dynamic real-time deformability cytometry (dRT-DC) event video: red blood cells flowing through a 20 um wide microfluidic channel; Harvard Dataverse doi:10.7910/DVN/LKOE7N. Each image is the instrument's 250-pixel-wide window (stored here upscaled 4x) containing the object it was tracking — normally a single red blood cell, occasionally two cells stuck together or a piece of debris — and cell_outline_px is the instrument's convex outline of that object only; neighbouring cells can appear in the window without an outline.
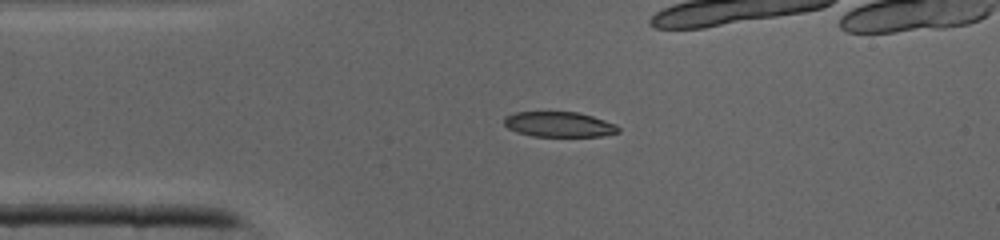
{"species": "common noctule bat (a hibernating species)", "species_latin": "Nyctalus noctula", "temperature_condition": "cold", "stored_images_in_passage": 34, "camera_frame_rate_fps": 3000, "um_per_image_px": 0.085, "animal": {"sex": "male", "body_mass_g": 19.0, "forearm_length_mm": 50.8}, "frame": {"image": 1, "passage_image": 1, "time_ms": 0.0, "image_size_px": [1000, 240], "cell_outline_px": [[620, 132], [600, 136], [532, 136], [516, 132], [508, 128], [504, 124], [504, 116], [516, 112], [580, 112], [616, 124], [620, 128]], "centroid_in_image_um": [47.51, 10.57], "position_along_channel_um": 37.5, "area_um2": 16.82}}
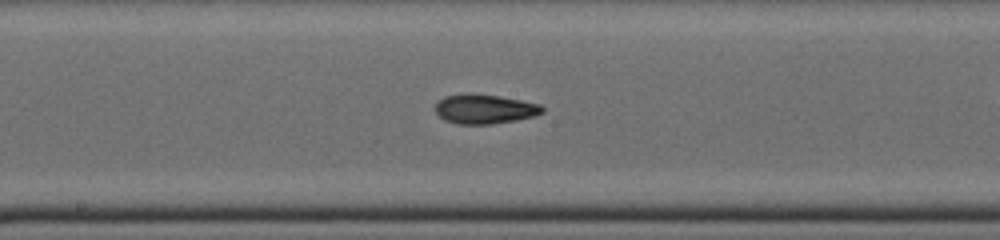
{"frame": {"image": 2, "passage_image": 13, "time_ms": 4.0, "image_size_px": [1000, 240], "cell_outline_px": [[544, 112], [532, 116], [516, 120], [492, 124], [460, 124], [444, 120], [436, 112], [436, 100], [444, 96], [472, 92], [500, 96], [540, 104], [544, 108]], "centroid_in_image_um": [41.16, 9.25], "position_along_channel_um": 207.0, "area_um2": 18.5}}
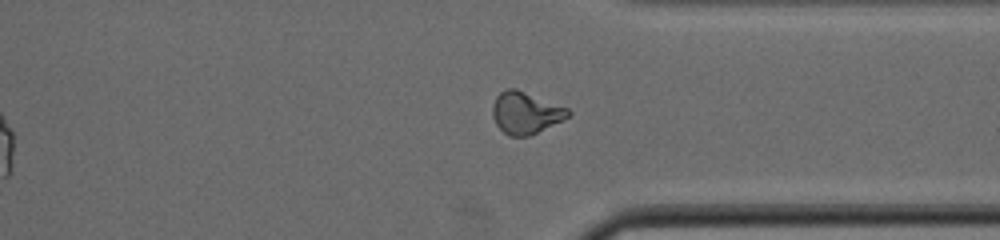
{"frame": {"image": 3, "passage_image": 23, "time_ms": 7.333, "image_size_px": [1000, 240], "cell_outline_px": [[572, 112], [564, 120], [528, 136], [508, 136], [496, 124], [492, 116], [492, 104], [496, 96], [504, 88], [516, 88], [568, 108]], "centroid_in_image_um": [44.66, 9.57], "position_along_channel_um": 366.7, "area_um2": 18.55}}